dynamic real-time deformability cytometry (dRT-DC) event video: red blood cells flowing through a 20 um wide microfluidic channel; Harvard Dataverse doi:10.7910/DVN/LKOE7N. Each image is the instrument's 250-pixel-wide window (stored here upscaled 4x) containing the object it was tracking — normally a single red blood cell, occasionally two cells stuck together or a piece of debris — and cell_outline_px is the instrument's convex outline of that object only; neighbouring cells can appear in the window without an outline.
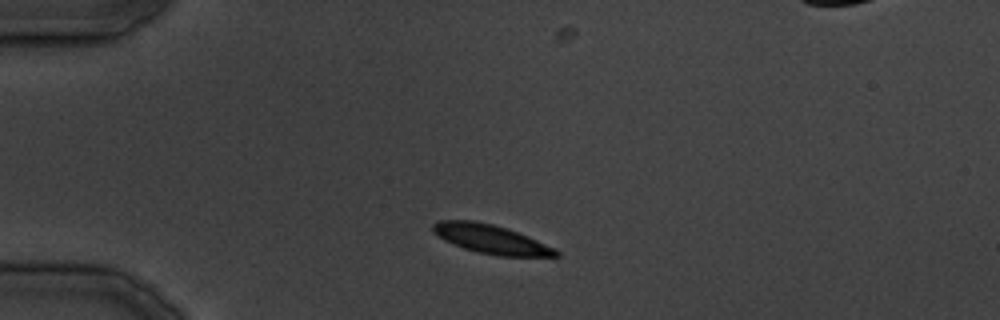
{"species": "common noctule bat (a hibernating species)", "species_latin": "Nyctalus noctula", "temperature_condition": "cold", "stored_images_in_passage": 20, "camera_frame_rate_fps": 3000, "um_per_image_px": 0.085, "animal": {"sex": "male", "body_mass_g": 19.5, "forearm_length_mm": 54.6}, "frame": {"image": 1, "passage_image": 3, "time_ms": 2.333, "image_size_px": [1000, 320], "cell_outline_px": [[560, 256], [500, 256], [476, 252], [464, 248], [444, 240], [432, 232], [432, 224], [436, 220], [472, 220], [492, 224], [508, 228], [528, 236], [556, 248], [560, 252]], "centroid_in_image_um": [41.72, 20.32], "position_along_channel_um": 43.3, "area_um2": 20.87}}
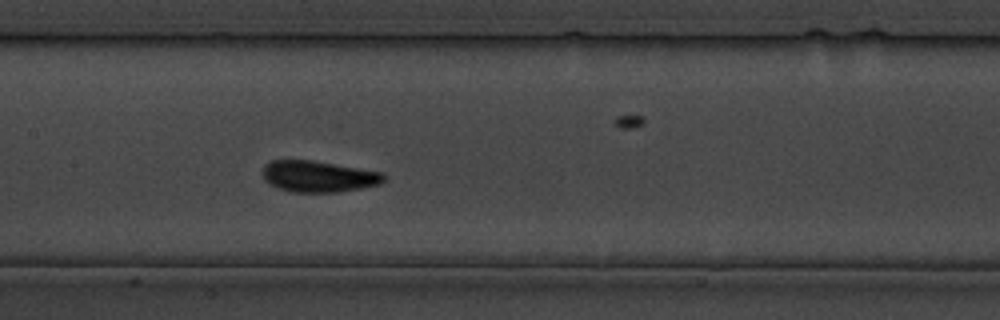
{"frame": {"image": 2, "passage_image": 12, "time_ms": 13.667, "image_size_px": [1000, 320], "cell_outline_px": [[388, 176], [380, 184], [360, 188], [336, 192], [292, 192], [276, 188], [268, 184], [264, 180], [264, 164], [272, 160], [312, 160], [384, 172]], "centroid_in_image_um": [27.08, 14.99], "position_along_channel_um": 180.3, "area_um2": 22.25}}
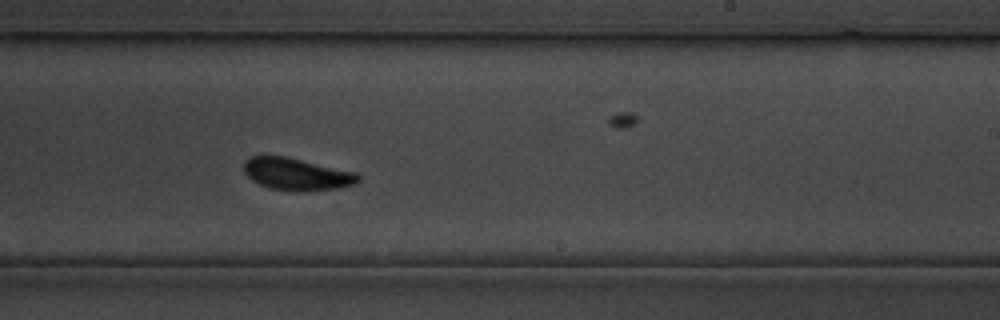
{"frame": {"image": 3, "passage_image": 17, "time_ms": 19.333, "image_size_px": [1000, 320], "cell_outline_px": [[360, 180], [356, 184], [336, 188], [268, 188], [252, 180], [244, 172], [244, 160], [252, 156], [284, 156], [356, 172], [360, 176]], "centroid_in_image_um": [25.2, 14.75], "position_along_channel_um": 263.8, "area_um2": 20.4}}